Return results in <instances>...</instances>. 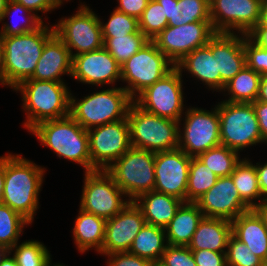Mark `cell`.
<instances>
[{
  "mask_svg": "<svg viewBox=\"0 0 267 266\" xmlns=\"http://www.w3.org/2000/svg\"><path fill=\"white\" fill-rule=\"evenodd\" d=\"M47 266H65V264H63V263H53L52 262V260L48 263V265ZM66 266H68V265H66Z\"/></svg>",
  "mask_w": 267,
  "mask_h": 266,
  "instance_id": "cell-59",
  "label": "cell"
},
{
  "mask_svg": "<svg viewBox=\"0 0 267 266\" xmlns=\"http://www.w3.org/2000/svg\"><path fill=\"white\" fill-rule=\"evenodd\" d=\"M107 257L106 266H150L151 261L131 254L129 252H118L109 255Z\"/></svg>",
  "mask_w": 267,
  "mask_h": 266,
  "instance_id": "cell-44",
  "label": "cell"
},
{
  "mask_svg": "<svg viewBox=\"0 0 267 266\" xmlns=\"http://www.w3.org/2000/svg\"><path fill=\"white\" fill-rule=\"evenodd\" d=\"M103 47L121 65L138 52L149 39L139 30L120 37H102Z\"/></svg>",
  "mask_w": 267,
  "mask_h": 266,
  "instance_id": "cell-36",
  "label": "cell"
},
{
  "mask_svg": "<svg viewBox=\"0 0 267 266\" xmlns=\"http://www.w3.org/2000/svg\"><path fill=\"white\" fill-rule=\"evenodd\" d=\"M261 77L259 73L245 65L226 83L221 92L226 99L222 100L234 103H253L259 95Z\"/></svg>",
  "mask_w": 267,
  "mask_h": 266,
  "instance_id": "cell-30",
  "label": "cell"
},
{
  "mask_svg": "<svg viewBox=\"0 0 267 266\" xmlns=\"http://www.w3.org/2000/svg\"><path fill=\"white\" fill-rule=\"evenodd\" d=\"M252 104L258 119L262 139L267 144V103L256 100Z\"/></svg>",
  "mask_w": 267,
  "mask_h": 266,
  "instance_id": "cell-48",
  "label": "cell"
},
{
  "mask_svg": "<svg viewBox=\"0 0 267 266\" xmlns=\"http://www.w3.org/2000/svg\"><path fill=\"white\" fill-rule=\"evenodd\" d=\"M10 253V249L3 244H0V264L5 259V257Z\"/></svg>",
  "mask_w": 267,
  "mask_h": 266,
  "instance_id": "cell-57",
  "label": "cell"
},
{
  "mask_svg": "<svg viewBox=\"0 0 267 266\" xmlns=\"http://www.w3.org/2000/svg\"><path fill=\"white\" fill-rule=\"evenodd\" d=\"M257 100L267 103V75L261 77Z\"/></svg>",
  "mask_w": 267,
  "mask_h": 266,
  "instance_id": "cell-53",
  "label": "cell"
},
{
  "mask_svg": "<svg viewBox=\"0 0 267 266\" xmlns=\"http://www.w3.org/2000/svg\"><path fill=\"white\" fill-rule=\"evenodd\" d=\"M127 119L131 147L153 153L178 148V121L146 112L135 102L129 108Z\"/></svg>",
  "mask_w": 267,
  "mask_h": 266,
  "instance_id": "cell-7",
  "label": "cell"
},
{
  "mask_svg": "<svg viewBox=\"0 0 267 266\" xmlns=\"http://www.w3.org/2000/svg\"><path fill=\"white\" fill-rule=\"evenodd\" d=\"M134 202L141 209L147 224L161 228L168 225L183 203L174 196L154 190L139 195Z\"/></svg>",
  "mask_w": 267,
  "mask_h": 266,
  "instance_id": "cell-26",
  "label": "cell"
},
{
  "mask_svg": "<svg viewBox=\"0 0 267 266\" xmlns=\"http://www.w3.org/2000/svg\"><path fill=\"white\" fill-rule=\"evenodd\" d=\"M139 30L152 41L168 26L163 7L157 1H148L147 7L138 19Z\"/></svg>",
  "mask_w": 267,
  "mask_h": 266,
  "instance_id": "cell-39",
  "label": "cell"
},
{
  "mask_svg": "<svg viewBox=\"0 0 267 266\" xmlns=\"http://www.w3.org/2000/svg\"><path fill=\"white\" fill-rule=\"evenodd\" d=\"M0 266H18L15 258L9 253L5 259L2 261Z\"/></svg>",
  "mask_w": 267,
  "mask_h": 266,
  "instance_id": "cell-56",
  "label": "cell"
},
{
  "mask_svg": "<svg viewBox=\"0 0 267 266\" xmlns=\"http://www.w3.org/2000/svg\"><path fill=\"white\" fill-rule=\"evenodd\" d=\"M167 245L165 229L145 223L128 252L151 262H159Z\"/></svg>",
  "mask_w": 267,
  "mask_h": 266,
  "instance_id": "cell-31",
  "label": "cell"
},
{
  "mask_svg": "<svg viewBox=\"0 0 267 266\" xmlns=\"http://www.w3.org/2000/svg\"><path fill=\"white\" fill-rule=\"evenodd\" d=\"M182 75L193 78L199 84L205 85L208 91L221 94V76L218 70L217 58L213 57L211 49L205 45L187 54L175 65ZM186 71V72H185ZM187 73V74H186Z\"/></svg>",
  "mask_w": 267,
  "mask_h": 266,
  "instance_id": "cell-23",
  "label": "cell"
},
{
  "mask_svg": "<svg viewBox=\"0 0 267 266\" xmlns=\"http://www.w3.org/2000/svg\"><path fill=\"white\" fill-rule=\"evenodd\" d=\"M257 45L267 49V27L256 25L247 34Z\"/></svg>",
  "mask_w": 267,
  "mask_h": 266,
  "instance_id": "cell-50",
  "label": "cell"
},
{
  "mask_svg": "<svg viewBox=\"0 0 267 266\" xmlns=\"http://www.w3.org/2000/svg\"><path fill=\"white\" fill-rule=\"evenodd\" d=\"M72 227V238L79 253L89 250L100 253L105 238L106 220L79 208Z\"/></svg>",
  "mask_w": 267,
  "mask_h": 266,
  "instance_id": "cell-27",
  "label": "cell"
},
{
  "mask_svg": "<svg viewBox=\"0 0 267 266\" xmlns=\"http://www.w3.org/2000/svg\"><path fill=\"white\" fill-rule=\"evenodd\" d=\"M55 33L47 21L38 29L22 35L0 36L3 44V70L7 88H16L30 79L46 41Z\"/></svg>",
  "mask_w": 267,
  "mask_h": 266,
  "instance_id": "cell-3",
  "label": "cell"
},
{
  "mask_svg": "<svg viewBox=\"0 0 267 266\" xmlns=\"http://www.w3.org/2000/svg\"><path fill=\"white\" fill-rule=\"evenodd\" d=\"M71 79L93 88L115 87L121 81V67L103 47L73 56Z\"/></svg>",
  "mask_w": 267,
  "mask_h": 266,
  "instance_id": "cell-17",
  "label": "cell"
},
{
  "mask_svg": "<svg viewBox=\"0 0 267 266\" xmlns=\"http://www.w3.org/2000/svg\"><path fill=\"white\" fill-rule=\"evenodd\" d=\"M240 198L253 209L264 198L258 183V175L253 161L247 156L242 158L230 175Z\"/></svg>",
  "mask_w": 267,
  "mask_h": 266,
  "instance_id": "cell-33",
  "label": "cell"
},
{
  "mask_svg": "<svg viewBox=\"0 0 267 266\" xmlns=\"http://www.w3.org/2000/svg\"><path fill=\"white\" fill-rule=\"evenodd\" d=\"M203 217L204 215L196 203L183 202L173 219L164 228L167 243L188 246Z\"/></svg>",
  "mask_w": 267,
  "mask_h": 266,
  "instance_id": "cell-28",
  "label": "cell"
},
{
  "mask_svg": "<svg viewBox=\"0 0 267 266\" xmlns=\"http://www.w3.org/2000/svg\"><path fill=\"white\" fill-rule=\"evenodd\" d=\"M71 0H58V2L61 4V5H63L65 2H70Z\"/></svg>",
  "mask_w": 267,
  "mask_h": 266,
  "instance_id": "cell-61",
  "label": "cell"
},
{
  "mask_svg": "<svg viewBox=\"0 0 267 266\" xmlns=\"http://www.w3.org/2000/svg\"><path fill=\"white\" fill-rule=\"evenodd\" d=\"M121 87L135 99L147 87L170 72L173 64L153 41H148L138 52L120 65Z\"/></svg>",
  "mask_w": 267,
  "mask_h": 266,
  "instance_id": "cell-9",
  "label": "cell"
},
{
  "mask_svg": "<svg viewBox=\"0 0 267 266\" xmlns=\"http://www.w3.org/2000/svg\"><path fill=\"white\" fill-rule=\"evenodd\" d=\"M29 132L58 158L82 166L84 172H91L87 130L70 115L40 122Z\"/></svg>",
  "mask_w": 267,
  "mask_h": 266,
  "instance_id": "cell-4",
  "label": "cell"
},
{
  "mask_svg": "<svg viewBox=\"0 0 267 266\" xmlns=\"http://www.w3.org/2000/svg\"><path fill=\"white\" fill-rule=\"evenodd\" d=\"M197 266H227L226 252L191 250Z\"/></svg>",
  "mask_w": 267,
  "mask_h": 266,
  "instance_id": "cell-46",
  "label": "cell"
},
{
  "mask_svg": "<svg viewBox=\"0 0 267 266\" xmlns=\"http://www.w3.org/2000/svg\"><path fill=\"white\" fill-rule=\"evenodd\" d=\"M47 169L23 154L6 152L5 182L2 203L27 219L31 224L39 209V195Z\"/></svg>",
  "mask_w": 267,
  "mask_h": 266,
  "instance_id": "cell-1",
  "label": "cell"
},
{
  "mask_svg": "<svg viewBox=\"0 0 267 266\" xmlns=\"http://www.w3.org/2000/svg\"><path fill=\"white\" fill-rule=\"evenodd\" d=\"M183 77L175 66L159 81L142 91L134 102L146 112L179 121L186 110Z\"/></svg>",
  "mask_w": 267,
  "mask_h": 266,
  "instance_id": "cell-13",
  "label": "cell"
},
{
  "mask_svg": "<svg viewBox=\"0 0 267 266\" xmlns=\"http://www.w3.org/2000/svg\"><path fill=\"white\" fill-rule=\"evenodd\" d=\"M191 158L179 148L155 153L154 191L186 202Z\"/></svg>",
  "mask_w": 267,
  "mask_h": 266,
  "instance_id": "cell-18",
  "label": "cell"
},
{
  "mask_svg": "<svg viewBox=\"0 0 267 266\" xmlns=\"http://www.w3.org/2000/svg\"><path fill=\"white\" fill-rule=\"evenodd\" d=\"M79 0L75 14L62 16L53 25L55 34L69 49L72 57L103 48L102 27L98 13ZM74 50V51H73Z\"/></svg>",
  "mask_w": 267,
  "mask_h": 266,
  "instance_id": "cell-11",
  "label": "cell"
},
{
  "mask_svg": "<svg viewBox=\"0 0 267 266\" xmlns=\"http://www.w3.org/2000/svg\"><path fill=\"white\" fill-rule=\"evenodd\" d=\"M66 82L27 79L13 89L21 94L23 127L29 132L38 123L70 114L71 89Z\"/></svg>",
  "mask_w": 267,
  "mask_h": 266,
  "instance_id": "cell-2",
  "label": "cell"
},
{
  "mask_svg": "<svg viewBox=\"0 0 267 266\" xmlns=\"http://www.w3.org/2000/svg\"><path fill=\"white\" fill-rule=\"evenodd\" d=\"M32 224L22 215L12 210L5 204H0V244L11 249L16 243L21 242L23 230Z\"/></svg>",
  "mask_w": 267,
  "mask_h": 266,
  "instance_id": "cell-37",
  "label": "cell"
},
{
  "mask_svg": "<svg viewBox=\"0 0 267 266\" xmlns=\"http://www.w3.org/2000/svg\"><path fill=\"white\" fill-rule=\"evenodd\" d=\"M258 25H262L263 27H267V0H262L260 21H259Z\"/></svg>",
  "mask_w": 267,
  "mask_h": 266,
  "instance_id": "cell-54",
  "label": "cell"
},
{
  "mask_svg": "<svg viewBox=\"0 0 267 266\" xmlns=\"http://www.w3.org/2000/svg\"><path fill=\"white\" fill-rule=\"evenodd\" d=\"M262 0H210L215 32L247 35L260 21Z\"/></svg>",
  "mask_w": 267,
  "mask_h": 266,
  "instance_id": "cell-16",
  "label": "cell"
},
{
  "mask_svg": "<svg viewBox=\"0 0 267 266\" xmlns=\"http://www.w3.org/2000/svg\"><path fill=\"white\" fill-rule=\"evenodd\" d=\"M213 57L217 58L221 76V92L226 83L246 65L243 34L216 32L208 41Z\"/></svg>",
  "mask_w": 267,
  "mask_h": 266,
  "instance_id": "cell-21",
  "label": "cell"
},
{
  "mask_svg": "<svg viewBox=\"0 0 267 266\" xmlns=\"http://www.w3.org/2000/svg\"><path fill=\"white\" fill-rule=\"evenodd\" d=\"M14 17H18V20ZM7 18L11 21H7ZM43 23L37 15L29 11L22 4L15 0H8L2 19L0 20V24L2 25L0 26V36H14L33 32Z\"/></svg>",
  "mask_w": 267,
  "mask_h": 266,
  "instance_id": "cell-32",
  "label": "cell"
},
{
  "mask_svg": "<svg viewBox=\"0 0 267 266\" xmlns=\"http://www.w3.org/2000/svg\"><path fill=\"white\" fill-rule=\"evenodd\" d=\"M226 259L227 266H262L265 263L233 234L228 239Z\"/></svg>",
  "mask_w": 267,
  "mask_h": 266,
  "instance_id": "cell-41",
  "label": "cell"
},
{
  "mask_svg": "<svg viewBox=\"0 0 267 266\" xmlns=\"http://www.w3.org/2000/svg\"><path fill=\"white\" fill-rule=\"evenodd\" d=\"M106 171L126 196L134 201L139 195L154 190L155 153L131 147Z\"/></svg>",
  "mask_w": 267,
  "mask_h": 266,
  "instance_id": "cell-10",
  "label": "cell"
},
{
  "mask_svg": "<svg viewBox=\"0 0 267 266\" xmlns=\"http://www.w3.org/2000/svg\"><path fill=\"white\" fill-rule=\"evenodd\" d=\"M253 210L262 219L263 224L267 227V198H264L253 208Z\"/></svg>",
  "mask_w": 267,
  "mask_h": 266,
  "instance_id": "cell-51",
  "label": "cell"
},
{
  "mask_svg": "<svg viewBox=\"0 0 267 266\" xmlns=\"http://www.w3.org/2000/svg\"><path fill=\"white\" fill-rule=\"evenodd\" d=\"M6 86L4 79V70H3V44L0 37V86Z\"/></svg>",
  "mask_w": 267,
  "mask_h": 266,
  "instance_id": "cell-55",
  "label": "cell"
},
{
  "mask_svg": "<svg viewBox=\"0 0 267 266\" xmlns=\"http://www.w3.org/2000/svg\"><path fill=\"white\" fill-rule=\"evenodd\" d=\"M116 10L124 12L125 14L136 18L141 17L142 13L147 7L148 0H116Z\"/></svg>",
  "mask_w": 267,
  "mask_h": 266,
  "instance_id": "cell-47",
  "label": "cell"
},
{
  "mask_svg": "<svg viewBox=\"0 0 267 266\" xmlns=\"http://www.w3.org/2000/svg\"><path fill=\"white\" fill-rule=\"evenodd\" d=\"M231 234L232 224L230 220L203 217L187 247L190 250L208 249L214 252H226Z\"/></svg>",
  "mask_w": 267,
  "mask_h": 266,
  "instance_id": "cell-25",
  "label": "cell"
},
{
  "mask_svg": "<svg viewBox=\"0 0 267 266\" xmlns=\"http://www.w3.org/2000/svg\"><path fill=\"white\" fill-rule=\"evenodd\" d=\"M4 182H5V154L0 156V204H2L3 200Z\"/></svg>",
  "mask_w": 267,
  "mask_h": 266,
  "instance_id": "cell-52",
  "label": "cell"
},
{
  "mask_svg": "<svg viewBox=\"0 0 267 266\" xmlns=\"http://www.w3.org/2000/svg\"><path fill=\"white\" fill-rule=\"evenodd\" d=\"M150 266H163L160 262H152Z\"/></svg>",
  "mask_w": 267,
  "mask_h": 266,
  "instance_id": "cell-60",
  "label": "cell"
},
{
  "mask_svg": "<svg viewBox=\"0 0 267 266\" xmlns=\"http://www.w3.org/2000/svg\"><path fill=\"white\" fill-rule=\"evenodd\" d=\"M163 7L168 26L211 21L210 0H156Z\"/></svg>",
  "mask_w": 267,
  "mask_h": 266,
  "instance_id": "cell-29",
  "label": "cell"
},
{
  "mask_svg": "<svg viewBox=\"0 0 267 266\" xmlns=\"http://www.w3.org/2000/svg\"><path fill=\"white\" fill-rule=\"evenodd\" d=\"M254 164L258 175V183L261 191V196L263 198H267V161H264V163H262V161L260 160V162L258 161Z\"/></svg>",
  "mask_w": 267,
  "mask_h": 266,
  "instance_id": "cell-49",
  "label": "cell"
},
{
  "mask_svg": "<svg viewBox=\"0 0 267 266\" xmlns=\"http://www.w3.org/2000/svg\"><path fill=\"white\" fill-rule=\"evenodd\" d=\"M163 266H197L187 246L167 245L159 261Z\"/></svg>",
  "mask_w": 267,
  "mask_h": 266,
  "instance_id": "cell-43",
  "label": "cell"
},
{
  "mask_svg": "<svg viewBox=\"0 0 267 266\" xmlns=\"http://www.w3.org/2000/svg\"><path fill=\"white\" fill-rule=\"evenodd\" d=\"M204 217L234 220L251 208L240 198L231 176L219 177L215 185L195 202Z\"/></svg>",
  "mask_w": 267,
  "mask_h": 266,
  "instance_id": "cell-20",
  "label": "cell"
},
{
  "mask_svg": "<svg viewBox=\"0 0 267 266\" xmlns=\"http://www.w3.org/2000/svg\"><path fill=\"white\" fill-rule=\"evenodd\" d=\"M232 234L265 263L267 262V227L251 209L231 221Z\"/></svg>",
  "mask_w": 267,
  "mask_h": 266,
  "instance_id": "cell-24",
  "label": "cell"
},
{
  "mask_svg": "<svg viewBox=\"0 0 267 266\" xmlns=\"http://www.w3.org/2000/svg\"><path fill=\"white\" fill-rule=\"evenodd\" d=\"M102 90L77 98L70 95V116L87 131L106 123L127 118L134 99L121 86L101 87Z\"/></svg>",
  "mask_w": 267,
  "mask_h": 266,
  "instance_id": "cell-5",
  "label": "cell"
},
{
  "mask_svg": "<svg viewBox=\"0 0 267 266\" xmlns=\"http://www.w3.org/2000/svg\"><path fill=\"white\" fill-rule=\"evenodd\" d=\"M73 57L63 43L54 33L45 43L41 57L30 79L66 82L63 76L72 74Z\"/></svg>",
  "mask_w": 267,
  "mask_h": 266,
  "instance_id": "cell-22",
  "label": "cell"
},
{
  "mask_svg": "<svg viewBox=\"0 0 267 266\" xmlns=\"http://www.w3.org/2000/svg\"><path fill=\"white\" fill-rule=\"evenodd\" d=\"M145 223L141 209L130 201L117 215L106 220L105 238L99 255L128 252Z\"/></svg>",
  "mask_w": 267,
  "mask_h": 266,
  "instance_id": "cell-19",
  "label": "cell"
},
{
  "mask_svg": "<svg viewBox=\"0 0 267 266\" xmlns=\"http://www.w3.org/2000/svg\"><path fill=\"white\" fill-rule=\"evenodd\" d=\"M7 2L8 0H0V20L2 19V16L4 14Z\"/></svg>",
  "mask_w": 267,
  "mask_h": 266,
  "instance_id": "cell-58",
  "label": "cell"
},
{
  "mask_svg": "<svg viewBox=\"0 0 267 266\" xmlns=\"http://www.w3.org/2000/svg\"><path fill=\"white\" fill-rule=\"evenodd\" d=\"M87 133L91 172L107 170L131 148L130 127L127 118L94 127Z\"/></svg>",
  "mask_w": 267,
  "mask_h": 266,
  "instance_id": "cell-14",
  "label": "cell"
},
{
  "mask_svg": "<svg viewBox=\"0 0 267 266\" xmlns=\"http://www.w3.org/2000/svg\"><path fill=\"white\" fill-rule=\"evenodd\" d=\"M218 177L197 157H192L189 165L186 202L195 203L216 183Z\"/></svg>",
  "mask_w": 267,
  "mask_h": 266,
  "instance_id": "cell-35",
  "label": "cell"
},
{
  "mask_svg": "<svg viewBox=\"0 0 267 266\" xmlns=\"http://www.w3.org/2000/svg\"><path fill=\"white\" fill-rule=\"evenodd\" d=\"M50 252L43 242L35 239L18 242L10 249L18 266H47L53 259Z\"/></svg>",
  "mask_w": 267,
  "mask_h": 266,
  "instance_id": "cell-38",
  "label": "cell"
},
{
  "mask_svg": "<svg viewBox=\"0 0 267 266\" xmlns=\"http://www.w3.org/2000/svg\"><path fill=\"white\" fill-rule=\"evenodd\" d=\"M221 145L237 152L257 145H267L260 132L252 103L218 101Z\"/></svg>",
  "mask_w": 267,
  "mask_h": 266,
  "instance_id": "cell-6",
  "label": "cell"
},
{
  "mask_svg": "<svg viewBox=\"0 0 267 266\" xmlns=\"http://www.w3.org/2000/svg\"><path fill=\"white\" fill-rule=\"evenodd\" d=\"M207 110L186 106L185 113L178 121V148L190 157L216 147L220 142V120L216 104Z\"/></svg>",
  "mask_w": 267,
  "mask_h": 266,
  "instance_id": "cell-8",
  "label": "cell"
},
{
  "mask_svg": "<svg viewBox=\"0 0 267 266\" xmlns=\"http://www.w3.org/2000/svg\"><path fill=\"white\" fill-rule=\"evenodd\" d=\"M83 176L80 209L108 220L131 201L106 170L84 172Z\"/></svg>",
  "mask_w": 267,
  "mask_h": 266,
  "instance_id": "cell-12",
  "label": "cell"
},
{
  "mask_svg": "<svg viewBox=\"0 0 267 266\" xmlns=\"http://www.w3.org/2000/svg\"><path fill=\"white\" fill-rule=\"evenodd\" d=\"M243 47L246 55V65L261 76L267 75V49L257 45L245 34H243Z\"/></svg>",
  "mask_w": 267,
  "mask_h": 266,
  "instance_id": "cell-42",
  "label": "cell"
},
{
  "mask_svg": "<svg viewBox=\"0 0 267 266\" xmlns=\"http://www.w3.org/2000/svg\"><path fill=\"white\" fill-rule=\"evenodd\" d=\"M107 21L100 18L102 37H120L139 31L138 20L115 8Z\"/></svg>",
  "mask_w": 267,
  "mask_h": 266,
  "instance_id": "cell-40",
  "label": "cell"
},
{
  "mask_svg": "<svg viewBox=\"0 0 267 266\" xmlns=\"http://www.w3.org/2000/svg\"><path fill=\"white\" fill-rule=\"evenodd\" d=\"M215 33L211 21H198L180 26H167L152 41L176 65L187 54L207 45Z\"/></svg>",
  "mask_w": 267,
  "mask_h": 266,
  "instance_id": "cell-15",
  "label": "cell"
},
{
  "mask_svg": "<svg viewBox=\"0 0 267 266\" xmlns=\"http://www.w3.org/2000/svg\"><path fill=\"white\" fill-rule=\"evenodd\" d=\"M15 1L22 4L29 11L37 15L43 22H46L45 20L49 19V17H46L47 14L51 13L52 11L54 12V10L56 9L59 10V8L62 7V5L58 2V0H15ZM38 13L40 14L42 13L43 16L44 15L46 16L42 17V15H39ZM43 18H45V20Z\"/></svg>",
  "mask_w": 267,
  "mask_h": 266,
  "instance_id": "cell-45",
  "label": "cell"
},
{
  "mask_svg": "<svg viewBox=\"0 0 267 266\" xmlns=\"http://www.w3.org/2000/svg\"><path fill=\"white\" fill-rule=\"evenodd\" d=\"M241 153L224 145L213 147L197 156L218 178L230 176L242 158Z\"/></svg>",
  "mask_w": 267,
  "mask_h": 266,
  "instance_id": "cell-34",
  "label": "cell"
}]
</instances>
